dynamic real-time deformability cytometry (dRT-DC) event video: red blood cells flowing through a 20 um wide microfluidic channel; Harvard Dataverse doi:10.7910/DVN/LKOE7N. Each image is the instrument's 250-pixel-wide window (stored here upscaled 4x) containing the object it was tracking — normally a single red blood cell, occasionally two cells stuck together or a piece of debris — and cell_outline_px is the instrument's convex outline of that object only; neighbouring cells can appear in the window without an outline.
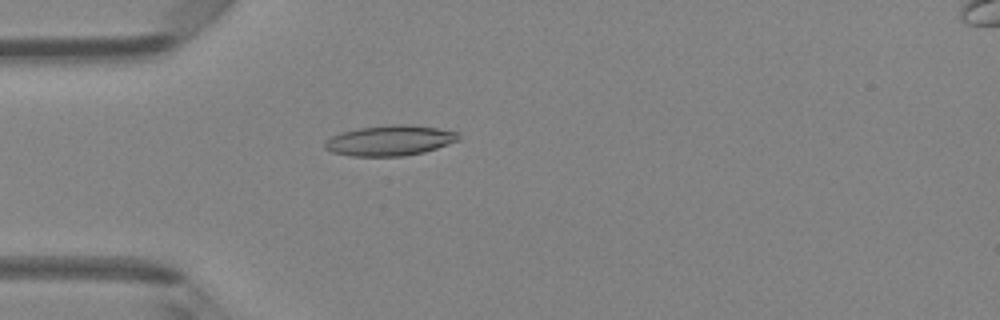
{"species": "Egyptian fruit bat (a non-hibernating species)", "species_latin": "Rousettus aegyptiacus", "temperature_condition": "room temperature", "stored_images_in_passage": 36, "camera_frame_rate_fps": 3000, "um_per_image_px": 0.085, "animal": {"sex": "female"}, "frame": {"image": 1, "passage_image": 2, "time_ms": 0.333, "image_size_px": [1000, 320], "cell_outline_px": [[460, 140], [424, 152], [404, 156], [352, 156], [332, 152], [324, 148], [324, 140], [340, 132], [360, 128], [392, 124], [412, 124], [436, 128], [456, 132], [460, 136]], "centroid_in_image_um": [33.12, 11.94], "position_along_channel_um": 51.9, "area_um2": 23.7}}
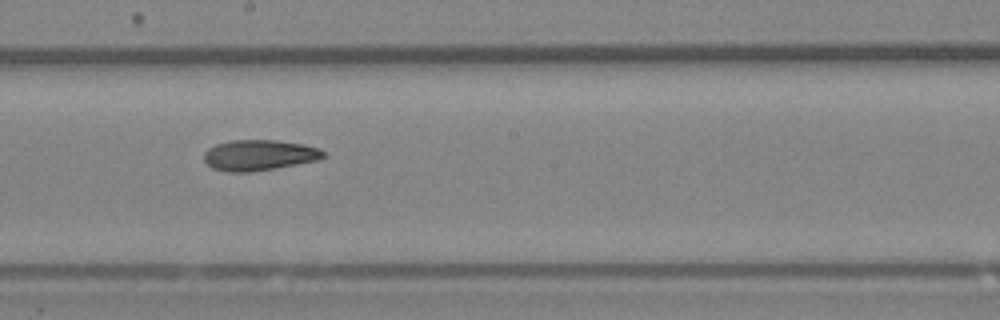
{"frame": {"image": 2, "passage_image": 15, "time_ms": 4.667, "image_size_px": [1000, 320], "cell_outline_px": [[324, 156], [320, 160], [252, 172], [228, 172], [212, 168], [204, 160], [204, 152], [208, 148], [216, 144], [232, 140], [276, 140], [304, 144], [316, 148], [324, 152]], "centroid_in_image_um": [22.01, 13.19], "position_along_channel_um": 226.2, "area_um2": 21.33}}
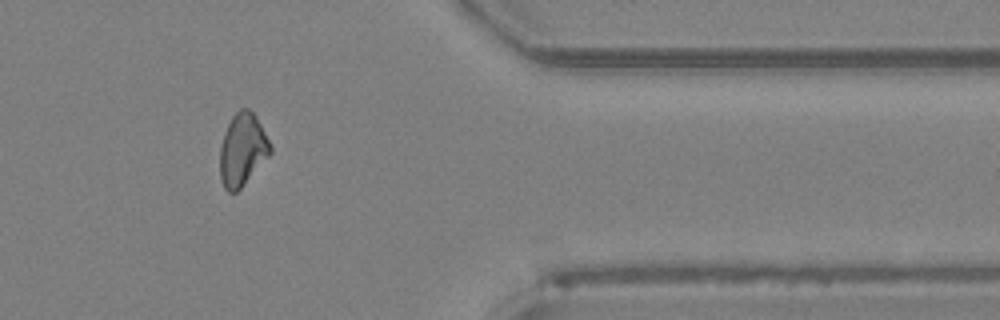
{"frame": {"image": 3, "passage_image": 28, "time_ms": 9.0, "image_size_px": [1000, 320], "cell_outline_px": [[272, 152], [240, 188], [236, 192], [228, 192], [224, 188], [220, 180], [220, 148], [224, 132], [232, 116], [240, 108], [248, 108], [256, 116], [272, 148]], "centroid_in_image_um": [20.59, 12.72], "position_along_channel_um": 390.8, "area_um2": 21.04}}